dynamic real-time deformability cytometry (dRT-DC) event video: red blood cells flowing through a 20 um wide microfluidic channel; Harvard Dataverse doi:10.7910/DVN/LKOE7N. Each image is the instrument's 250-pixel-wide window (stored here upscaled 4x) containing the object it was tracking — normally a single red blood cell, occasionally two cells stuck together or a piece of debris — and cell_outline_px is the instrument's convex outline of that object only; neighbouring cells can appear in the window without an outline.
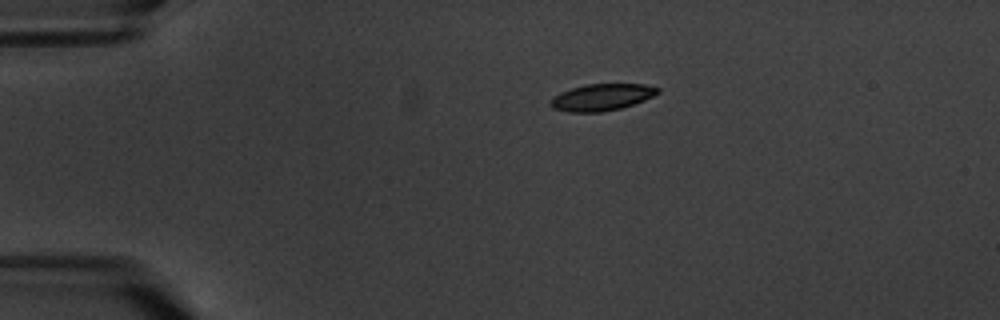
{"species": "common noctule bat (a hibernating species)", "species_latin": "Nyctalus noctula", "temperature_condition": "warm", "stored_images_in_passage": 4, "camera_frame_rate_fps": 3000, "um_per_image_px": 0.085, "animal": {"sex": "male", "body_mass_g": 20.1, "forearm_length_mm": 53.5}, "frame": {"image": 1, "passage_image": 1, "time_ms": 0.0, "image_size_px": [1000, 320], "cell_outline_px": [[660, 92], [644, 100], [620, 108], [600, 112], [568, 112], [552, 108], [548, 104], [552, 96], [560, 92], [572, 88], [588, 84], [644, 84], [660, 88]], "centroid_in_image_um": [51.1, 8.26], "position_along_channel_um": 33.9, "area_um2": 16.7}}
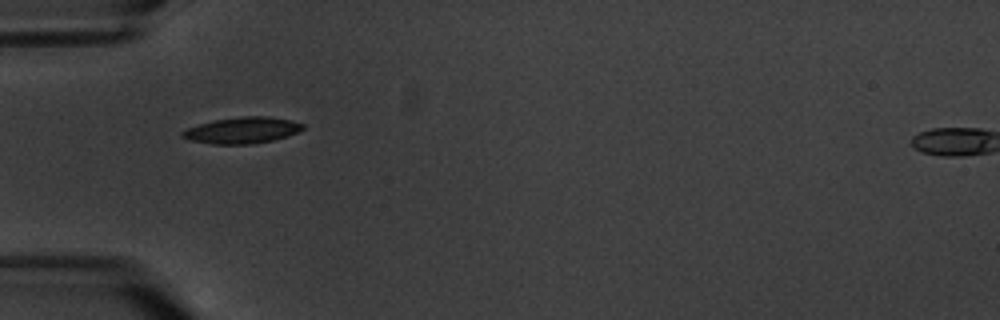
{"frame": {"image": 2, "passage_image": 3, "time_ms": 2.333, "image_size_px": [1000, 320], "cell_outline_px": [[304, 128], [300, 132], [288, 136], [272, 140], [252, 144], [212, 144], [188, 140], [180, 136], [180, 132], [188, 128], [212, 120], [240, 116], [268, 116], [288, 120], [304, 124]], "centroid_in_image_um": [20.57, 11.07], "position_along_channel_um": 64.4, "area_um2": 18.55}}